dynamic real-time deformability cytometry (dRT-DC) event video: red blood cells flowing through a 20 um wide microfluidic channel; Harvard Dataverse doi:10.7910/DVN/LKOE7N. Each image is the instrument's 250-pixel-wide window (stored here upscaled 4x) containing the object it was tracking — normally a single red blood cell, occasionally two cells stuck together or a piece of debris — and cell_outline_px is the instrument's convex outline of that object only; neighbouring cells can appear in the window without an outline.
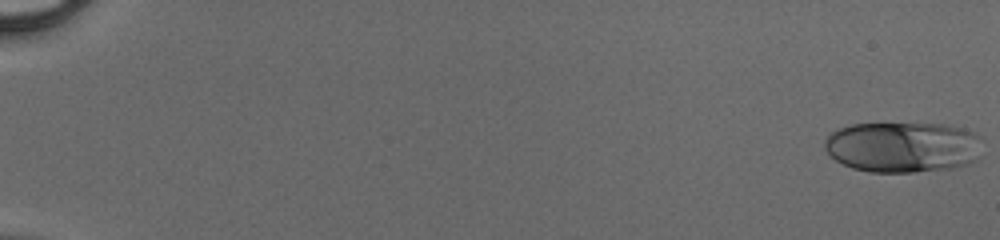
{"species": "human", "species_latin": "Homo sapiens", "temperature_condition": "cold", "stored_images_in_passage": 50, "camera_frame_rate_fps": 3000, "um_per_image_px": 0.085, "donor": {"sex": "male"}, "frame": {"image": 1, "passage_image": 1, "time_ms": 0.0, "image_size_px": [1000, 240], "cell_outline_px": [[976, 160], [968, 164], [948, 168], [912, 172], [868, 172], [852, 168], [836, 160], [824, 148], [824, 140], [832, 132], [840, 128], [852, 124], [944, 124], [964, 128], [972, 132], [976, 136]], "centroid_in_image_um": [76.65, 12.5], "position_along_channel_um": 8.3, "area_um2": 45.89}}
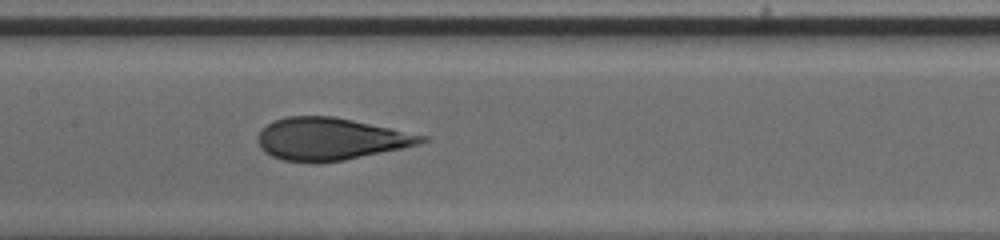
{"frame": {"image": 2, "passage_image": 27, "time_ms": 8.667, "image_size_px": [1000, 240], "cell_outline_px": [[432, 140], [420, 144], [404, 148], [344, 160], [316, 164], [284, 160], [272, 156], [264, 152], [260, 148], [256, 140], [256, 136], [268, 124], [284, 116], [332, 116], [352, 120], [428, 136]], "centroid_in_image_um": [28.09, 11.83], "position_along_channel_um": 179.3, "area_um2": 40.58}}
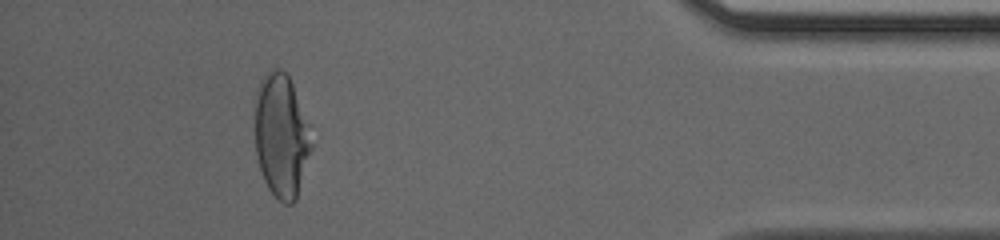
{"frame": {"image": 3, "passage_image": 46, "time_ms": 15.0, "image_size_px": [1000, 240], "cell_outline_px": [[312, 148], [296, 200], [292, 204], [284, 204], [268, 188], [264, 180], [256, 156], [256, 88], [260, 80], [276, 64], [288, 76], [292, 84], [308, 124], [312, 144]], "centroid_in_image_um": [23.91, 11.53], "position_along_channel_um": 411.3, "area_um2": 40.4}}